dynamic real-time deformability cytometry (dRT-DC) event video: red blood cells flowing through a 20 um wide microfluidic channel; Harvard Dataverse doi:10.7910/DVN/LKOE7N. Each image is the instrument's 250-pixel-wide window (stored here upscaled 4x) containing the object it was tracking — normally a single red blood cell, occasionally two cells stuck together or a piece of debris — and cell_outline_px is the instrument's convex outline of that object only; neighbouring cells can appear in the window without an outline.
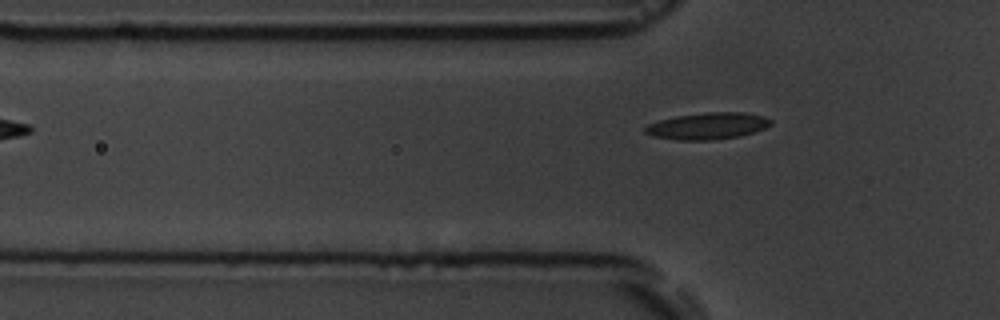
{"species": "common noctule bat (a hibernating species)", "species_latin": "Nyctalus noctula", "temperature_condition": "room temperature", "stored_images_in_passage": 5, "camera_frame_rate_fps": 3000, "um_per_image_px": 0.085, "animal": {"sex": "male", "body_mass_g": 19.5, "forearm_length_mm": 54.6}, "frame": {"image": 1, "passage_image": 5, "time_ms": 5.333, "image_size_px": [1000, 320], "cell_outline_px": [[772, 124], [764, 128], [752, 132], [736, 136], [712, 140], [676, 140], [652, 136], [644, 132], [644, 128], [648, 124], [660, 120], [676, 116], [704, 112], [744, 112], [764, 116], [772, 120]], "centroid_in_image_um": [60.12, 10.7], "position_along_channel_um": 65.7, "area_um2": 19.48}}